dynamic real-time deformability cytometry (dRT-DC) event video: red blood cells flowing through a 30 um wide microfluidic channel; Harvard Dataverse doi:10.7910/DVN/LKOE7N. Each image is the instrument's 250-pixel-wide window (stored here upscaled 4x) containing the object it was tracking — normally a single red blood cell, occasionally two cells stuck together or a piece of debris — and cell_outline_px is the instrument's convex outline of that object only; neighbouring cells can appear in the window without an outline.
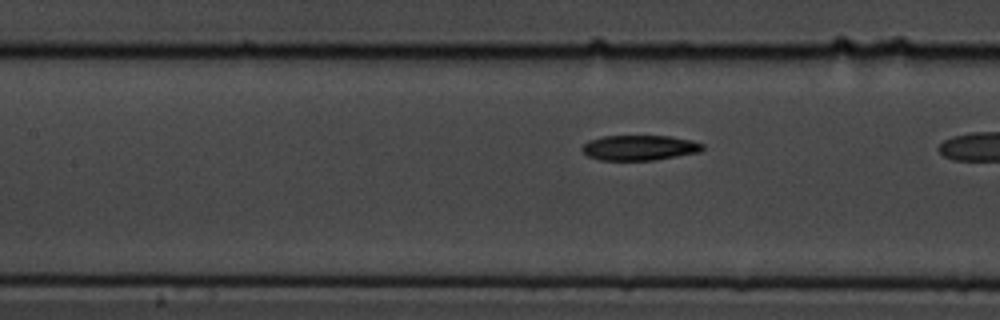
{"species": "common noctule bat (a hibernating species)", "species_latin": "Nyctalus noctula", "temperature_condition": "cold", "stored_images_in_passage": 16, "camera_frame_rate_fps": 3000, "um_per_image_px": 0.085, "animal": {"sex": "male", "body_mass_g": 19.5, "forearm_length_mm": 54.6}, "frame": {"image": 1, "passage_image": 14, "time_ms": 4.333, "image_size_px": [1000, 320], "cell_outline_px": [[704, 148], [700, 152], [652, 160], [600, 160], [588, 156], [580, 148], [588, 140], [604, 136], [672, 136], [692, 140], [704, 144]], "centroid_in_image_um": [54.36, 12.55], "position_along_channel_um": 153.0, "area_um2": 17.69}}